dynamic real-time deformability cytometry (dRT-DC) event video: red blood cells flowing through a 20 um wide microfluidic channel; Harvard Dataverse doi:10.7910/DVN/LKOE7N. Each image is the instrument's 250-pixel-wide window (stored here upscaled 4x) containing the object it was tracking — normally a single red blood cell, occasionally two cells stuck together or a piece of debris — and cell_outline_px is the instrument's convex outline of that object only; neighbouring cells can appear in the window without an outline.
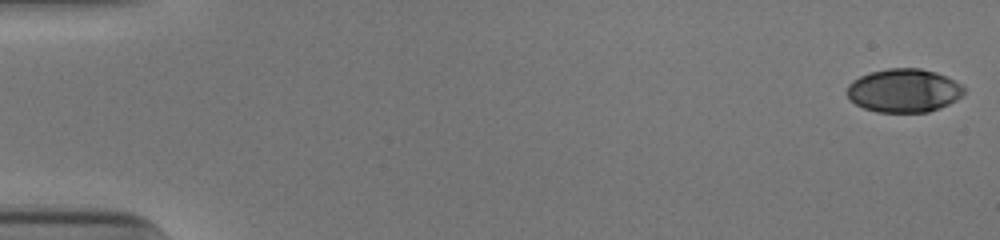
{"species": "human", "species_latin": "Homo sapiens", "temperature_condition": "cold", "stored_images_in_passage": 53, "camera_frame_rate_fps": 3000, "um_per_image_px": 0.085, "donor": {"sex": "male"}, "frame": {"image": 1, "passage_image": 1, "time_ms": 0.0, "image_size_px": [1000, 240], "cell_outline_px": [[964, 92], [956, 100], [940, 108], [928, 112], [876, 112], [864, 108], [856, 104], [848, 96], [848, 84], [852, 80], [868, 72], [888, 68], [920, 68], [936, 72], [964, 84]], "centroid_in_image_um": [76.84, 7.69], "position_along_channel_um": 8.2, "area_um2": 29.77}}
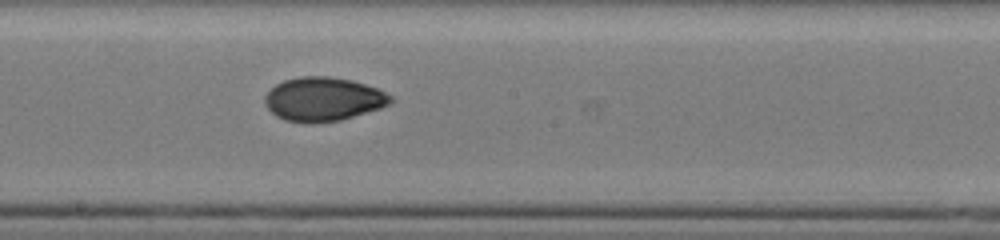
{"frame": {"image": 2, "passage_image": 30, "time_ms": 9.667, "image_size_px": [1000, 240], "cell_outline_px": [[392, 100], [388, 104], [380, 108], [340, 120], [312, 124], [284, 120], [276, 116], [264, 104], [264, 96], [276, 84], [284, 80], [300, 76], [328, 76], [352, 80], [376, 88], [392, 96]], "centroid_in_image_um": [27.44, 8.43], "position_along_channel_um": 220.8, "area_um2": 32.08}}
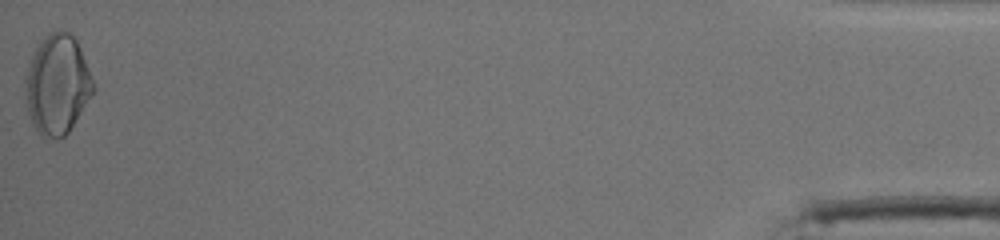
{"frame": {"image": 3, "passage_image": 53, "time_ms": 17.333, "image_size_px": [1000, 240], "cell_outline_px": [[96, 88], [92, 96], [68, 132], [64, 136], [44, 140], [40, 136], [32, 124], [28, 112], [24, 88], [24, 76], [32, 56], [36, 48], [44, 36], [48, 32], [60, 28], [68, 32], [76, 40], [80, 48]], "centroid_in_image_um": [4.85, 7.19], "position_along_channel_um": 430.3, "area_um2": 39.77}, "authors_computed_cell_mechanics": {"area_um2": 31.212, "velocity_mm_per_s": 3.9267, "shape_relaxation_time_tau1_ms": null, "shape_relaxation_time_tau2_ms": 2.2047, "deformation_change_tau1": null, "deformation_change_tau2": 0.051}}